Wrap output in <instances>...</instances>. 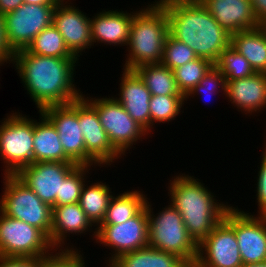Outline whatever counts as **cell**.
<instances>
[{"mask_svg":"<svg viewBox=\"0 0 266 267\" xmlns=\"http://www.w3.org/2000/svg\"><path fill=\"white\" fill-rule=\"evenodd\" d=\"M3 183L0 211L40 229L50 240L52 207L44 203L15 175H4Z\"/></svg>","mask_w":266,"mask_h":267,"instance_id":"cell-6","label":"cell"},{"mask_svg":"<svg viewBox=\"0 0 266 267\" xmlns=\"http://www.w3.org/2000/svg\"><path fill=\"white\" fill-rule=\"evenodd\" d=\"M169 34L187 44L199 58L214 65L230 46L226 32L202 3L178 5L166 9Z\"/></svg>","mask_w":266,"mask_h":267,"instance_id":"cell-3","label":"cell"},{"mask_svg":"<svg viewBox=\"0 0 266 267\" xmlns=\"http://www.w3.org/2000/svg\"><path fill=\"white\" fill-rule=\"evenodd\" d=\"M84 98L96 109L100 123L108 134V138L114 148L123 156L130 152L133 144L146 138L149 133L141 127L123 106L114 98L105 96ZM144 137V138H143Z\"/></svg>","mask_w":266,"mask_h":267,"instance_id":"cell-8","label":"cell"},{"mask_svg":"<svg viewBox=\"0 0 266 267\" xmlns=\"http://www.w3.org/2000/svg\"><path fill=\"white\" fill-rule=\"evenodd\" d=\"M23 0H0V14L4 16L23 4Z\"/></svg>","mask_w":266,"mask_h":267,"instance_id":"cell-42","label":"cell"},{"mask_svg":"<svg viewBox=\"0 0 266 267\" xmlns=\"http://www.w3.org/2000/svg\"><path fill=\"white\" fill-rule=\"evenodd\" d=\"M225 98L248 116L266 110V73L226 80Z\"/></svg>","mask_w":266,"mask_h":267,"instance_id":"cell-19","label":"cell"},{"mask_svg":"<svg viewBox=\"0 0 266 267\" xmlns=\"http://www.w3.org/2000/svg\"><path fill=\"white\" fill-rule=\"evenodd\" d=\"M60 0H23L25 4L56 5Z\"/></svg>","mask_w":266,"mask_h":267,"instance_id":"cell-43","label":"cell"},{"mask_svg":"<svg viewBox=\"0 0 266 267\" xmlns=\"http://www.w3.org/2000/svg\"><path fill=\"white\" fill-rule=\"evenodd\" d=\"M133 12L104 10L92 16L90 21L91 40L110 46H127L130 39Z\"/></svg>","mask_w":266,"mask_h":267,"instance_id":"cell-21","label":"cell"},{"mask_svg":"<svg viewBox=\"0 0 266 267\" xmlns=\"http://www.w3.org/2000/svg\"><path fill=\"white\" fill-rule=\"evenodd\" d=\"M56 249L38 228L11 218L0 211V256H51Z\"/></svg>","mask_w":266,"mask_h":267,"instance_id":"cell-10","label":"cell"},{"mask_svg":"<svg viewBox=\"0 0 266 267\" xmlns=\"http://www.w3.org/2000/svg\"><path fill=\"white\" fill-rule=\"evenodd\" d=\"M241 267H266V261L253 264H243Z\"/></svg>","mask_w":266,"mask_h":267,"instance_id":"cell-44","label":"cell"},{"mask_svg":"<svg viewBox=\"0 0 266 267\" xmlns=\"http://www.w3.org/2000/svg\"><path fill=\"white\" fill-rule=\"evenodd\" d=\"M84 95L78 99V121L84 137L85 165L95 168L108 165V168L116 159H122V155L111 144L96 109Z\"/></svg>","mask_w":266,"mask_h":267,"instance_id":"cell-13","label":"cell"},{"mask_svg":"<svg viewBox=\"0 0 266 267\" xmlns=\"http://www.w3.org/2000/svg\"><path fill=\"white\" fill-rule=\"evenodd\" d=\"M266 138V137H265ZM265 148L262 152L261 163L258 167V177H257V188L256 191V202L258 203V213L257 215H266V143L264 144Z\"/></svg>","mask_w":266,"mask_h":267,"instance_id":"cell-37","label":"cell"},{"mask_svg":"<svg viewBox=\"0 0 266 267\" xmlns=\"http://www.w3.org/2000/svg\"><path fill=\"white\" fill-rule=\"evenodd\" d=\"M78 61V58L36 55L22 49L14 52L12 63L27 94L41 111L48 106L67 105L83 96L74 83Z\"/></svg>","mask_w":266,"mask_h":267,"instance_id":"cell-1","label":"cell"},{"mask_svg":"<svg viewBox=\"0 0 266 267\" xmlns=\"http://www.w3.org/2000/svg\"><path fill=\"white\" fill-rule=\"evenodd\" d=\"M60 0L53 12V25L62 35L66 47L78 59L86 49L92 48L90 21L71 0ZM73 4V5H72Z\"/></svg>","mask_w":266,"mask_h":267,"instance_id":"cell-16","label":"cell"},{"mask_svg":"<svg viewBox=\"0 0 266 267\" xmlns=\"http://www.w3.org/2000/svg\"><path fill=\"white\" fill-rule=\"evenodd\" d=\"M91 166L77 165L61 181L60 195H56V205H66L79 202L84 183L87 181Z\"/></svg>","mask_w":266,"mask_h":267,"instance_id":"cell-32","label":"cell"},{"mask_svg":"<svg viewBox=\"0 0 266 267\" xmlns=\"http://www.w3.org/2000/svg\"><path fill=\"white\" fill-rule=\"evenodd\" d=\"M49 256L5 257L0 256V267H47Z\"/></svg>","mask_w":266,"mask_h":267,"instance_id":"cell-38","label":"cell"},{"mask_svg":"<svg viewBox=\"0 0 266 267\" xmlns=\"http://www.w3.org/2000/svg\"><path fill=\"white\" fill-rule=\"evenodd\" d=\"M92 231L96 243L107 246L111 250V257L107 261L108 267L115 259L124 253L148 246L149 220L147 205L131 219L120 224H100Z\"/></svg>","mask_w":266,"mask_h":267,"instance_id":"cell-11","label":"cell"},{"mask_svg":"<svg viewBox=\"0 0 266 267\" xmlns=\"http://www.w3.org/2000/svg\"><path fill=\"white\" fill-rule=\"evenodd\" d=\"M25 50L41 56L77 58L66 47L62 35L53 23L39 32Z\"/></svg>","mask_w":266,"mask_h":267,"instance_id":"cell-29","label":"cell"},{"mask_svg":"<svg viewBox=\"0 0 266 267\" xmlns=\"http://www.w3.org/2000/svg\"><path fill=\"white\" fill-rule=\"evenodd\" d=\"M243 265L234 231V207L198 244V255L193 267H241Z\"/></svg>","mask_w":266,"mask_h":267,"instance_id":"cell-9","label":"cell"},{"mask_svg":"<svg viewBox=\"0 0 266 267\" xmlns=\"http://www.w3.org/2000/svg\"><path fill=\"white\" fill-rule=\"evenodd\" d=\"M13 54L5 40L3 16L0 14V62L12 64Z\"/></svg>","mask_w":266,"mask_h":267,"instance_id":"cell-39","label":"cell"},{"mask_svg":"<svg viewBox=\"0 0 266 267\" xmlns=\"http://www.w3.org/2000/svg\"><path fill=\"white\" fill-rule=\"evenodd\" d=\"M81 251H56L49 256L47 267H87Z\"/></svg>","mask_w":266,"mask_h":267,"instance_id":"cell-36","label":"cell"},{"mask_svg":"<svg viewBox=\"0 0 266 267\" xmlns=\"http://www.w3.org/2000/svg\"><path fill=\"white\" fill-rule=\"evenodd\" d=\"M181 174H175L169 181V202L179 211L189 235L199 244L231 206L228 202H218L220 200H216L214 193L200 179Z\"/></svg>","mask_w":266,"mask_h":267,"instance_id":"cell-2","label":"cell"},{"mask_svg":"<svg viewBox=\"0 0 266 267\" xmlns=\"http://www.w3.org/2000/svg\"><path fill=\"white\" fill-rule=\"evenodd\" d=\"M169 34L166 10L151 6L134 11L122 69L133 71L142 65L160 63Z\"/></svg>","mask_w":266,"mask_h":267,"instance_id":"cell-4","label":"cell"},{"mask_svg":"<svg viewBox=\"0 0 266 267\" xmlns=\"http://www.w3.org/2000/svg\"><path fill=\"white\" fill-rule=\"evenodd\" d=\"M86 183L87 181L82 187L78 203L92 224L98 227L105 217L109 201L114 194L106 182L96 181L89 186Z\"/></svg>","mask_w":266,"mask_h":267,"instance_id":"cell-26","label":"cell"},{"mask_svg":"<svg viewBox=\"0 0 266 267\" xmlns=\"http://www.w3.org/2000/svg\"><path fill=\"white\" fill-rule=\"evenodd\" d=\"M39 121L34 119V163L73 162L64 152L54 125L40 112Z\"/></svg>","mask_w":266,"mask_h":267,"instance_id":"cell-23","label":"cell"},{"mask_svg":"<svg viewBox=\"0 0 266 267\" xmlns=\"http://www.w3.org/2000/svg\"><path fill=\"white\" fill-rule=\"evenodd\" d=\"M255 16L261 24L266 20V0H250Z\"/></svg>","mask_w":266,"mask_h":267,"instance_id":"cell-41","label":"cell"},{"mask_svg":"<svg viewBox=\"0 0 266 267\" xmlns=\"http://www.w3.org/2000/svg\"><path fill=\"white\" fill-rule=\"evenodd\" d=\"M196 58L198 57L193 49L168 34L164 44L163 57L160 62L161 64L173 71L174 69L191 62Z\"/></svg>","mask_w":266,"mask_h":267,"instance_id":"cell-34","label":"cell"},{"mask_svg":"<svg viewBox=\"0 0 266 267\" xmlns=\"http://www.w3.org/2000/svg\"><path fill=\"white\" fill-rule=\"evenodd\" d=\"M92 226L95 227L78 202L56 205L52 207L50 243L56 251H78L79 249L76 246L72 245L73 247H69V243L66 246L67 244L65 242L70 240V234L80 235L81 233L86 234V232L91 233L92 229H94Z\"/></svg>","mask_w":266,"mask_h":267,"instance_id":"cell-18","label":"cell"},{"mask_svg":"<svg viewBox=\"0 0 266 267\" xmlns=\"http://www.w3.org/2000/svg\"><path fill=\"white\" fill-rule=\"evenodd\" d=\"M118 97H114L134 121L150 133L151 93L134 72L123 69Z\"/></svg>","mask_w":266,"mask_h":267,"instance_id":"cell-22","label":"cell"},{"mask_svg":"<svg viewBox=\"0 0 266 267\" xmlns=\"http://www.w3.org/2000/svg\"><path fill=\"white\" fill-rule=\"evenodd\" d=\"M133 71L146 85L151 96L183 95L177 86L174 72L161 63L142 65Z\"/></svg>","mask_w":266,"mask_h":267,"instance_id":"cell-28","label":"cell"},{"mask_svg":"<svg viewBox=\"0 0 266 267\" xmlns=\"http://www.w3.org/2000/svg\"><path fill=\"white\" fill-rule=\"evenodd\" d=\"M260 26H261V27L263 28V30L266 32V20H265L264 22H262Z\"/></svg>","mask_w":266,"mask_h":267,"instance_id":"cell-45","label":"cell"},{"mask_svg":"<svg viewBox=\"0 0 266 267\" xmlns=\"http://www.w3.org/2000/svg\"><path fill=\"white\" fill-rule=\"evenodd\" d=\"M9 115V116H8ZM0 123V158L4 175H15L34 163V119L14 111Z\"/></svg>","mask_w":266,"mask_h":267,"instance_id":"cell-7","label":"cell"},{"mask_svg":"<svg viewBox=\"0 0 266 267\" xmlns=\"http://www.w3.org/2000/svg\"><path fill=\"white\" fill-rule=\"evenodd\" d=\"M108 267H190L179 256L147 246L124 253Z\"/></svg>","mask_w":266,"mask_h":267,"instance_id":"cell-25","label":"cell"},{"mask_svg":"<svg viewBox=\"0 0 266 267\" xmlns=\"http://www.w3.org/2000/svg\"><path fill=\"white\" fill-rule=\"evenodd\" d=\"M230 46L243 55L256 73H266V32L261 26L231 35Z\"/></svg>","mask_w":266,"mask_h":267,"instance_id":"cell-24","label":"cell"},{"mask_svg":"<svg viewBox=\"0 0 266 267\" xmlns=\"http://www.w3.org/2000/svg\"><path fill=\"white\" fill-rule=\"evenodd\" d=\"M201 3L230 35L261 25L250 0H202Z\"/></svg>","mask_w":266,"mask_h":267,"instance_id":"cell-20","label":"cell"},{"mask_svg":"<svg viewBox=\"0 0 266 267\" xmlns=\"http://www.w3.org/2000/svg\"><path fill=\"white\" fill-rule=\"evenodd\" d=\"M55 6L23 3L3 16L5 40L13 53L26 49L39 32L52 24Z\"/></svg>","mask_w":266,"mask_h":267,"instance_id":"cell-12","label":"cell"},{"mask_svg":"<svg viewBox=\"0 0 266 267\" xmlns=\"http://www.w3.org/2000/svg\"><path fill=\"white\" fill-rule=\"evenodd\" d=\"M184 95H159L150 98V133L158 123H169L179 115L181 108L184 107ZM153 127V128H152Z\"/></svg>","mask_w":266,"mask_h":267,"instance_id":"cell-30","label":"cell"},{"mask_svg":"<svg viewBox=\"0 0 266 267\" xmlns=\"http://www.w3.org/2000/svg\"><path fill=\"white\" fill-rule=\"evenodd\" d=\"M234 231L243 264L266 261V215L234 207Z\"/></svg>","mask_w":266,"mask_h":267,"instance_id":"cell-17","label":"cell"},{"mask_svg":"<svg viewBox=\"0 0 266 267\" xmlns=\"http://www.w3.org/2000/svg\"><path fill=\"white\" fill-rule=\"evenodd\" d=\"M56 128L65 154L77 165H85V144L78 121V99L67 105L40 111Z\"/></svg>","mask_w":266,"mask_h":267,"instance_id":"cell-15","label":"cell"},{"mask_svg":"<svg viewBox=\"0 0 266 267\" xmlns=\"http://www.w3.org/2000/svg\"><path fill=\"white\" fill-rule=\"evenodd\" d=\"M201 2L202 0H155V2H151L150 5L166 10L178 5L198 4Z\"/></svg>","mask_w":266,"mask_h":267,"instance_id":"cell-40","label":"cell"},{"mask_svg":"<svg viewBox=\"0 0 266 267\" xmlns=\"http://www.w3.org/2000/svg\"><path fill=\"white\" fill-rule=\"evenodd\" d=\"M147 195L139 190L125 191L111 197L101 224H120L136 216L146 205Z\"/></svg>","mask_w":266,"mask_h":267,"instance_id":"cell-27","label":"cell"},{"mask_svg":"<svg viewBox=\"0 0 266 267\" xmlns=\"http://www.w3.org/2000/svg\"><path fill=\"white\" fill-rule=\"evenodd\" d=\"M77 166L74 162H36L21 168L15 176L46 204L56 206L61 181Z\"/></svg>","mask_w":266,"mask_h":267,"instance_id":"cell-14","label":"cell"},{"mask_svg":"<svg viewBox=\"0 0 266 267\" xmlns=\"http://www.w3.org/2000/svg\"><path fill=\"white\" fill-rule=\"evenodd\" d=\"M148 200L147 198L148 246L175 254L193 267L198 255V244L189 235L179 211L168 203L155 214Z\"/></svg>","mask_w":266,"mask_h":267,"instance_id":"cell-5","label":"cell"},{"mask_svg":"<svg viewBox=\"0 0 266 267\" xmlns=\"http://www.w3.org/2000/svg\"><path fill=\"white\" fill-rule=\"evenodd\" d=\"M225 89H226V78L222 74L221 70L216 65H213L211 67V69L199 81L198 85H196L185 96V101H187L189 98L193 99L194 96H197V95H200V94L201 95L204 94V96H205V94L209 93L208 95H206V96H209L211 94L214 95L216 93H219V92L222 93L223 92V94L225 95Z\"/></svg>","mask_w":266,"mask_h":267,"instance_id":"cell-35","label":"cell"},{"mask_svg":"<svg viewBox=\"0 0 266 267\" xmlns=\"http://www.w3.org/2000/svg\"><path fill=\"white\" fill-rule=\"evenodd\" d=\"M214 64L203 58H196L173 70L177 86L186 96Z\"/></svg>","mask_w":266,"mask_h":267,"instance_id":"cell-31","label":"cell"},{"mask_svg":"<svg viewBox=\"0 0 266 267\" xmlns=\"http://www.w3.org/2000/svg\"><path fill=\"white\" fill-rule=\"evenodd\" d=\"M215 65L221 70L226 80L241 79L255 73L248 60L232 46L221 53Z\"/></svg>","mask_w":266,"mask_h":267,"instance_id":"cell-33","label":"cell"}]
</instances>
